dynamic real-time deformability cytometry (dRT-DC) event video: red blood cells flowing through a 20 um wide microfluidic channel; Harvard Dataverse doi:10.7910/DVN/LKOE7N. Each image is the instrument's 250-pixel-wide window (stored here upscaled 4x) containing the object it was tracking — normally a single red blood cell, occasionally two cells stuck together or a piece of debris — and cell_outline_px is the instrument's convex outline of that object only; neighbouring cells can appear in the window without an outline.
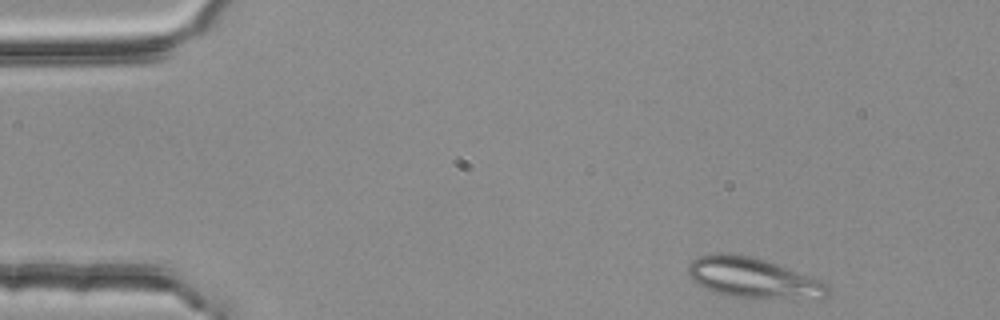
{"species": "common noctule bat (a hibernating species)", "species_latin": "Nyctalus noctula", "temperature_condition": "room temperature", "stored_images_in_passage": 3, "camera_frame_rate_fps": 3000, "um_per_image_px": 0.085, "animal": {"sex": "female", "body_mass_g": 25.1}, "frame": {"image": 1, "passage_image": 1, "time_ms": 0.0, "image_size_px": [1000, 320], "cell_outline_px": [[828, 296], [824, 300], [792, 300], [736, 296], [704, 288], [696, 284], [688, 276], [688, 264], [696, 256], [712, 252], [728, 252], [752, 256], [776, 264], [828, 284]], "centroid_in_image_um": [64.02, 23.63], "position_along_channel_um": 21.0, "area_um2": 33.18}}